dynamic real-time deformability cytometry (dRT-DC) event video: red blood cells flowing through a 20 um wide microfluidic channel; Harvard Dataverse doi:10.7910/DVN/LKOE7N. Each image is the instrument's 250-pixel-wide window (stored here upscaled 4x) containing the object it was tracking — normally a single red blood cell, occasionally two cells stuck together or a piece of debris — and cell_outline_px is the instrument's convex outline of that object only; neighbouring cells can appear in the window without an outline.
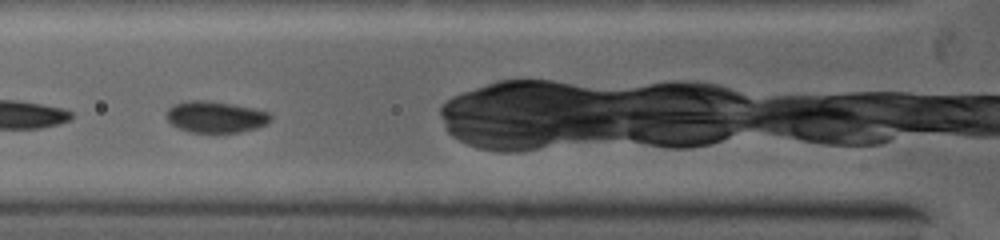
{"species": "common noctule bat (a hibernating species)", "species_latin": "Nyctalus noctula", "temperature_condition": "warm", "stored_images_in_passage": 28, "camera_frame_rate_fps": 5000, "um_per_image_px": 0.085, "animal": {"sex": "female", "body_mass_g": 19.0, "forearm_length_mm": 53.3}, "frame": {"image": 1, "passage_image": 5, "time_ms": 1.2, "image_size_px": [1000, 240], "cell_outline_px": [[272, 116], [264, 124], [256, 128], [240, 132], [192, 132], [180, 128], [172, 124], [168, 120], [168, 108], [176, 104], [192, 100], [204, 100], [252, 108], [268, 112]], "centroid_in_image_um": [18.32, 9.94], "position_along_channel_um": 107.5, "area_um2": 18.44}}
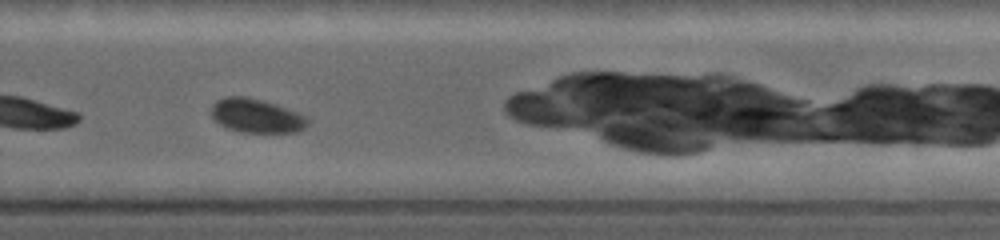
{"frame": {"image": 2, "passage_image": 20, "time_ms": 5.8, "image_size_px": [1000, 240], "cell_outline_px": [[308, 124], [304, 128], [296, 132], [240, 132], [228, 128], [220, 124], [212, 116], [212, 108], [216, 100], [228, 96], [240, 96], [260, 100], [284, 108], [308, 120]], "centroid_in_image_um": [21.72, 9.86], "position_along_channel_um": 308.1, "area_um2": 18.26}}